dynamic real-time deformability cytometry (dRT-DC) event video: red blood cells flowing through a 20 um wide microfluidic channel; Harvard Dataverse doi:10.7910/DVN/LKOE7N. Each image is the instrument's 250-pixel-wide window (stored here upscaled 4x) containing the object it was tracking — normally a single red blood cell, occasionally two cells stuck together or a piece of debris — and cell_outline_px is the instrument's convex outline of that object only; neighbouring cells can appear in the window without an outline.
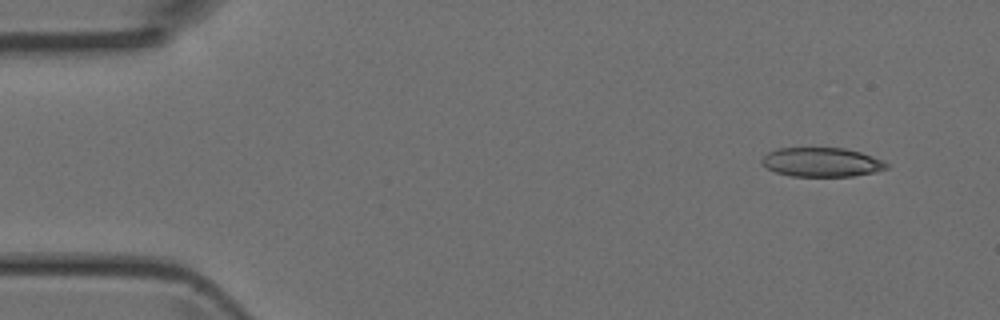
{"species": "Egyptian fruit bat (a non-hibernating species)", "species_latin": "Rousettus aegyptiacus", "temperature_condition": "room temperature", "stored_images_in_passage": 27, "camera_frame_rate_fps": 3000, "um_per_image_px": 0.085, "animal": {"sex": "female"}, "frame": {"image": 1, "passage_image": 1, "time_ms": 0.0, "image_size_px": [1000, 320], "cell_outline_px": [[892, 164], [888, 168], [872, 172], [852, 176], [792, 176], [776, 172], [760, 164], [760, 160], [768, 152], [776, 148], [844, 148], [860, 152], [872, 156]], "centroid_in_image_um": [69.83, 13.78], "position_along_channel_um": 15.2, "area_um2": 21.21}}
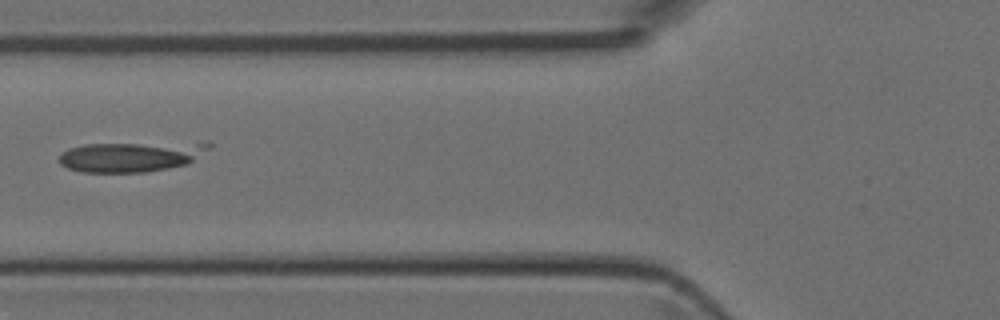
{"frame": {"image": 2, "passage_image": 15, "time_ms": 4.667, "image_size_px": [1000, 320], "cell_outline_px": [[212, 148], [192, 160], [184, 164], [168, 168], [144, 172], [84, 172], [68, 168], [60, 164], [60, 156], [68, 148], [84, 144], [208, 140], [212, 144]], "centroid_in_image_um": [11.26, 13.25], "position_along_channel_um": 114.5, "area_um2": 27.11}}
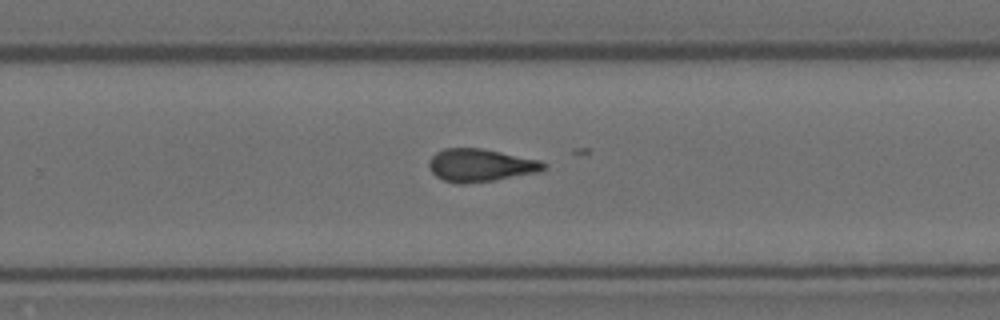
{"frame": {"image": 3, "passage_image": 27, "time_ms": 8.667, "image_size_px": [1000, 320], "cell_outline_px": [[548, 168], [536, 172], [492, 180], [460, 184], [444, 180], [436, 176], [432, 172], [428, 164], [428, 160], [436, 152], [444, 148], [480, 148], [540, 160], [548, 164]], "centroid_in_image_um": [40.83, 14.03], "position_along_channel_um": 289.0, "area_um2": 21.68}}